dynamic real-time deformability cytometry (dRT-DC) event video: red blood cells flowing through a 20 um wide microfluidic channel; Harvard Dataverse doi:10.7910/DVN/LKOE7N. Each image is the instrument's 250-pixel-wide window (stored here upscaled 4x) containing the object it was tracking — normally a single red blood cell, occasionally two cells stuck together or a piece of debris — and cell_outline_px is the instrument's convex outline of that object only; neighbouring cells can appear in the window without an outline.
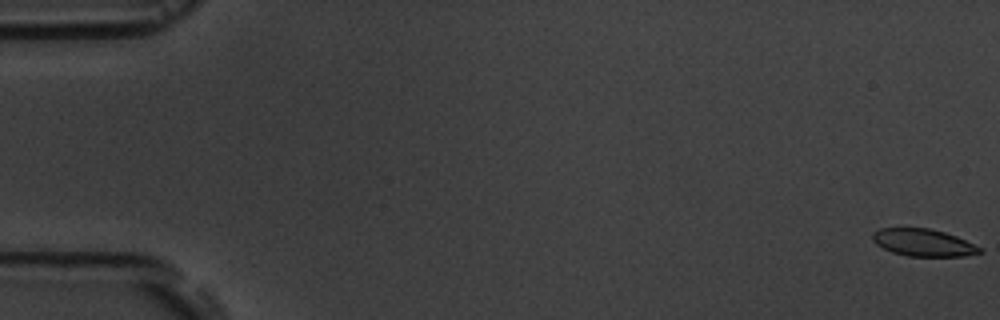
{"species": "common noctule bat (a hibernating species)", "species_latin": "Nyctalus noctula", "temperature_condition": "room temperature", "stored_images_in_passage": 4, "camera_frame_rate_fps": 3000, "um_per_image_px": 0.085, "animal": {"sex": "male", "body_mass_g": 19.5, "forearm_length_mm": 54.6}, "frame": {"image": 1, "passage_image": 1, "time_ms": 0.0, "image_size_px": [1000, 320], "cell_outline_px": [[984, 252], [964, 256], [908, 256], [892, 252], [876, 244], [872, 240], [872, 232], [880, 228], [928, 228], [944, 232], [956, 236], [980, 248]], "centroid_in_image_um": [78.44, 20.62], "position_along_channel_um": 6.6, "area_um2": 16.88}}